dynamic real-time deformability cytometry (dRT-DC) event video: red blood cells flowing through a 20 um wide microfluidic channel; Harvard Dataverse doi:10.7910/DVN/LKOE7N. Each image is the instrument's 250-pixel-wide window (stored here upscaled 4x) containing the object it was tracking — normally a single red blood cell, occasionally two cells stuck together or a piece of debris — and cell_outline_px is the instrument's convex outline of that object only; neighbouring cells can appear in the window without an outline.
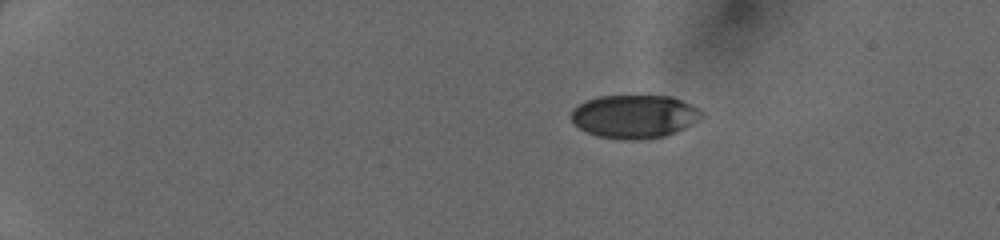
{"species": "human", "species_latin": "Homo sapiens", "temperature_condition": "cold", "stored_images_in_passage": 40, "camera_frame_rate_fps": 3000, "um_per_image_px": 0.085, "donor": {"sex": "female"}, "frame": {"image": 1, "passage_image": 1, "time_ms": 0.0, "image_size_px": [1000, 240], "cell_outline_px": [[704, 116], [684, 128], [664, 136], [632, 140], [596, 136], [580, 128], [572, 120], [572, 108], [584, 100], [600, 96], [672, 96], [696, 108]], "centroid_in_image_um": [53.88, 9.89], "position_along_channel_um": 31.1, "area_um2": 32.48}}
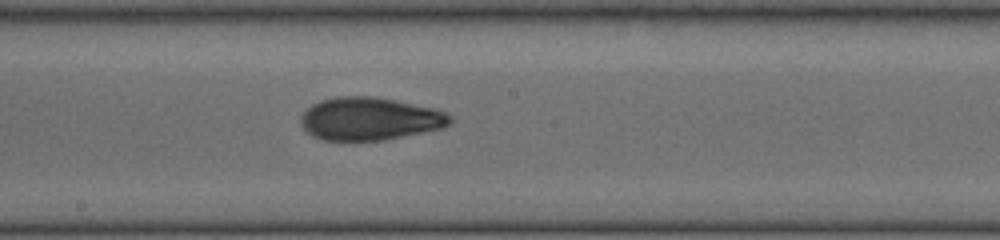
{"frame": {"image": 2, "passage_image": 21, "time_ms": 6.667, "image_size_px": [1000, 240], "cell_outline_px": [[452, 120], [444, 128], [384, 140], [324, 140], [312, 136], [300, 124], [300, 116], [312, 104], [320, 100], [336, 96], [372, 96], [436, 108], [452, 116]], "centroid_in_image_um": [31.42, 10.09], "position_along_channel_um": 216.8, "area_um2": 37.34}}
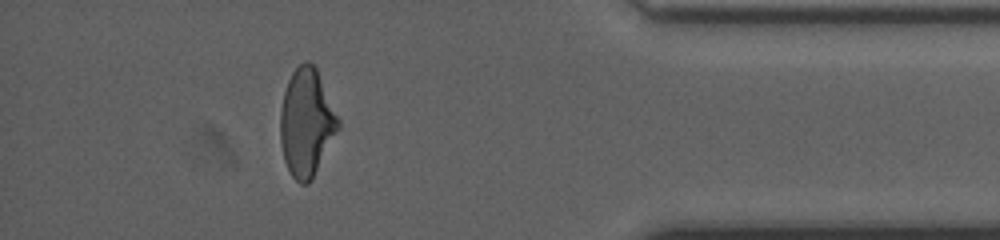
{"frame": {"image": 3, "passage_image": 36, "time_ms": 11.667, "image_size_px": [1000, 240], "cell_outline_px": [[340, 128], [308, 184], [300, 184], [292, 176], [284, 160], [280, 140], [280, 108], [284, 92], [288, 80], [292, 72], [304, 60], [308, 60], [316, 68], [340, 120]], "centroid_in_image_um": [26.04, 10.4], "position_along_channel_um": 409.2, "area_um2": 36.13}}